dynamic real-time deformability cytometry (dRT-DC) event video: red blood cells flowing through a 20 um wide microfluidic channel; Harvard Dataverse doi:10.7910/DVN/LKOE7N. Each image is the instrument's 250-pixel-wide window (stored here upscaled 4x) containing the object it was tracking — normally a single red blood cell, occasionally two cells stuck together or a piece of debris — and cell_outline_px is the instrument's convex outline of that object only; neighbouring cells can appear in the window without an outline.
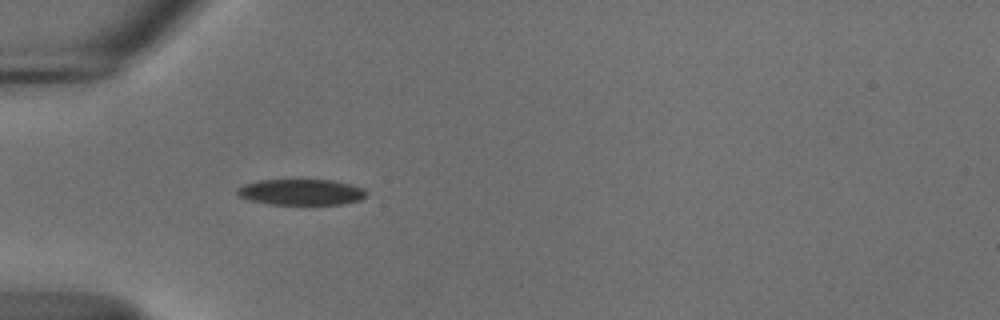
{"species": "common noctule bat (a hibernating species)", "species_latin": "Nyctalus noctula", "temperature_condition": "cold", "stored_images_in_passage": 39, "camera_frame_rate_fps": 3000, "um_per_image_px": 0.085, "animal": {"sex": "male", "body_mass_g": 18.8}, "frame": {"image": 1, "passage_image": 1, "time_ms": 0.0, "image_size_px": [1000, 320], "cell_outline_px": [[368, 192], [360, 200], [340, 204], [268, 204], [236, 196], [236, 188], [244, 184], [260, 180], [332, 180], [364, 188]], "centroid_in_image_um": [25.56, 16.32], "position_along_channel_um": 59.4, "area_um2": 19.42}}
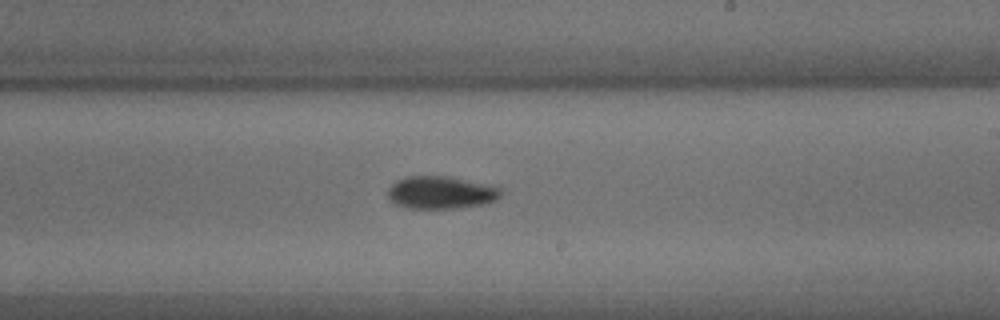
{"frame": {"image": 2, "passage_image": 17, "time_ms": 5.333, "image_size_px": [1000, 320], "cell_outline_px": [[500, 196], [496, 200], [480, 204], [456, 208], [408, 208], [392, 204], [388, 200], [388, 188], [396, 180], [408, 176], [448, 176], [492, 184], [500, 188]], "centroid_in_image_um": [37.44, 16.35], "position_along_channel_um": 251.6, "area_um2": 21.68}}
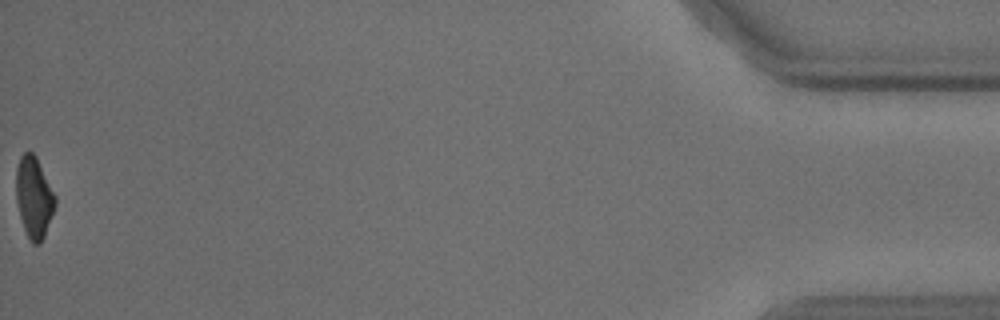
{"frame": {"image": 3, "passage_image": 39, "time_ms": 12.667, "image_size_px": [1000, 320], "cell_outline_px": [[56, 204], [44, 236], [40, 244], [32, 244], [24, 228], [20, 216], [16, 200], [16, 168], [20, 156], [24, 152], [32, 152], [36, 156], [56, 196]], "centroid_in_image_um": [2.88, 16.75], "position_along_channel_um": 432.3, "area_um2": 18.38}, "authors_computed_cell_mechanics": {"area_um2": 20.4034, "velocity_mm_per_s": 3.7005, "shape_relaxation_time_tau1_ms": 7.8067, "shape_relaxation_time_tau2_ms": null, "deformation_change_tau1": 0.1466, "deformation_change_tau2": null}}